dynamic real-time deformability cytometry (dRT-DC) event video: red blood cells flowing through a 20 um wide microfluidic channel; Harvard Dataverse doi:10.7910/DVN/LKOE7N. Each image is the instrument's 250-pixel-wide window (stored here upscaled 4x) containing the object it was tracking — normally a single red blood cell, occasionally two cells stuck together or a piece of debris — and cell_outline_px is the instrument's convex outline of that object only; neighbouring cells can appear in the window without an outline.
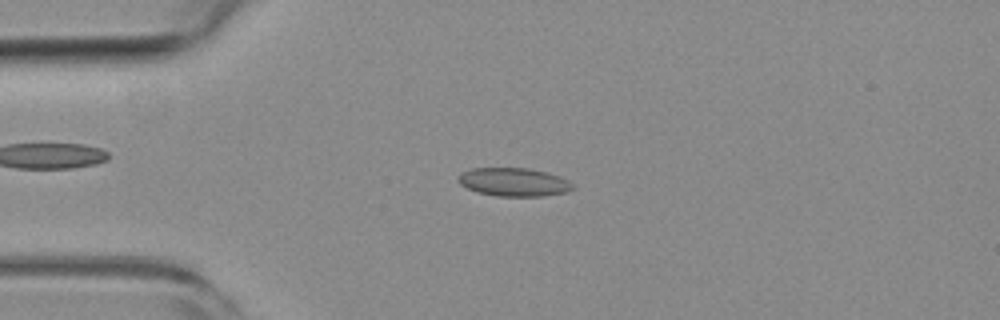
{"species": "common noctule bat (a hibernating species)", "species_latin": "Nyctalus noctula", "temperature_condition": "room temperature", "stored_images_in_passage": 53, "camera_frame_rate_fps": 3000, "um_per_image_px": 0.085, "animal": {"sex": "female", "body_mass_g": 19.3, "forearm_length_mm": 54.1}, "frame": {"image": 1, "passage_image": 12, "time_ms": 3.667, "image_size_px": [1000, 320], "cell_outline_px": [[576, 188], [568, 192], [544, 196], [496, 196], [476, 192], [460, 184], [456, 180], [456, 176], [460, 172], [472, 168], [528, 168], [548, 172], [560, 176], [568, 180]], "centroid_in_image_um": [43.66, 15.47], "position_along_channel_um": 41.3, "area_um2": 19.31}}
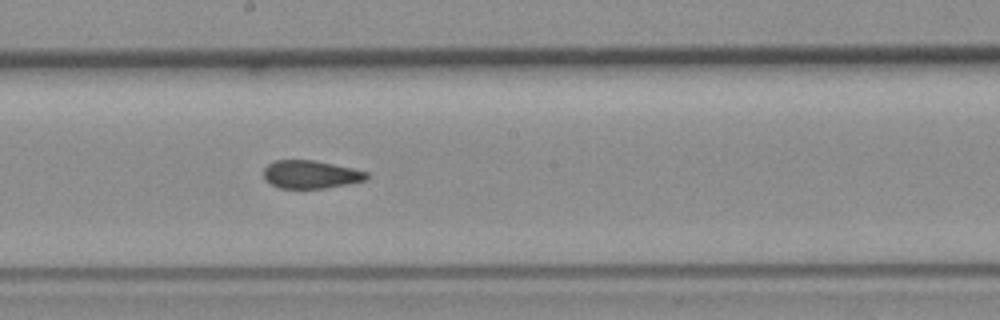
{"frame": {"image": 2, "passage_image": 28, "time_ms": 9.0, "image_size_px": [1000, 320], "cell_outline_px": [[368, 180], [348, 184], [324, 188], [280, 188], [264, 180], [264, 168], [268, 164], [276, 160], [312, 160], [352, 168], [368, 172]], "centroid_in_image_um": [26.41, 14.83], "position_along_channel_um": 221.8, "area_um2": 16.76}}
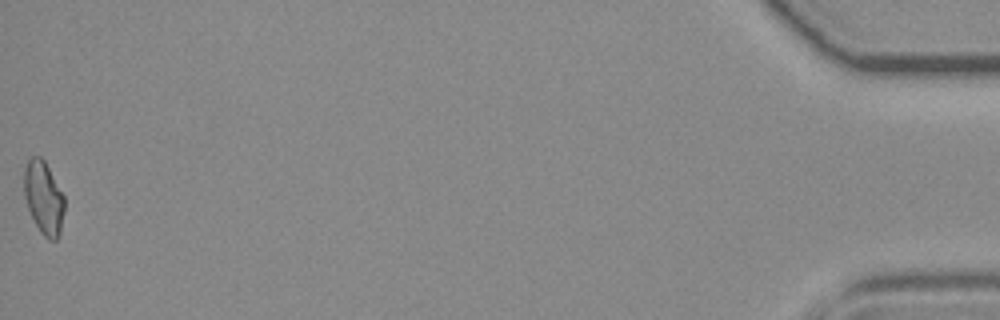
{"frame": {"image": 3, "passage_image": 53, "time_ms": 17.333, "image_size_px": [1000, 320], "cell_outline_px": [[64, 208], [60, 232], [56, 240], [48, 240], [40, 232], [28, 208], [24, 196], [24, 168], [28, 160], [32, 156], [40, 156], [44, 160], [64, 196]], "centroid_in_image_um": [3.7, 16.8], "position_along_channel_um": 431.5, "area_um2": 16.99}, "authors_computed_cell_mechanics": {"area_um2": 17.918, "velocity_mm_per_s": 3.7971, "shape_relaxation_time_tau1_ms": null, "shape_relaxation_time_tau2_ms": 0.62, "deformation_change_tau1": null, "deformation_change_tau2": 0.0531}}